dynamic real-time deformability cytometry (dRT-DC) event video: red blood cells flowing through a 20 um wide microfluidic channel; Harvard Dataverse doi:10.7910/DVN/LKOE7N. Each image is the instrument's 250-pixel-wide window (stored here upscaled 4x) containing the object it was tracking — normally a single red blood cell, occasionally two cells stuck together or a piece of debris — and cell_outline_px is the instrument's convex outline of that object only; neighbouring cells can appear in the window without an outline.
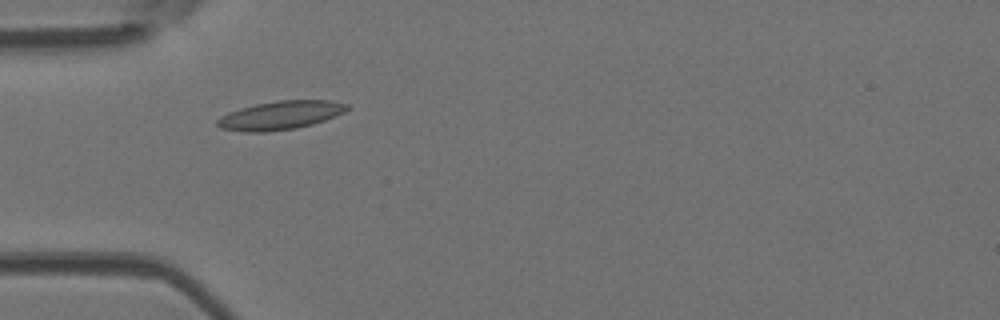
{"species": "Egyptian fruit bat (a non-hibernating species)", "species_latin": "Rousettus aegyptiacus", "temperature_condition": "room temperature", "stored_images_in_passage": 36, "camera_frame_rate_fps": 3000, "um_per_image_px": 0.085, "animal": {"sex": "female"}, "frame": {"image": 1, "passage_image": 1, "time_ms": 0.0, "image_size_px": [1000, 320], "cell_outline_px": [[352, 108], [344, 112], [324, 120], [312, 124], [296, 128], [264, 132], [244, 132], [220, 128], [216, 124], [216, 120], [220, 116], [228, 112], [240, 108], [256, 104], [276, 100], [328, 100], [348, 104]], "centroid_in_image_um": [23.82, 9.79], "position_along_channel_um": 61.2, "area_um2": 21.68}}
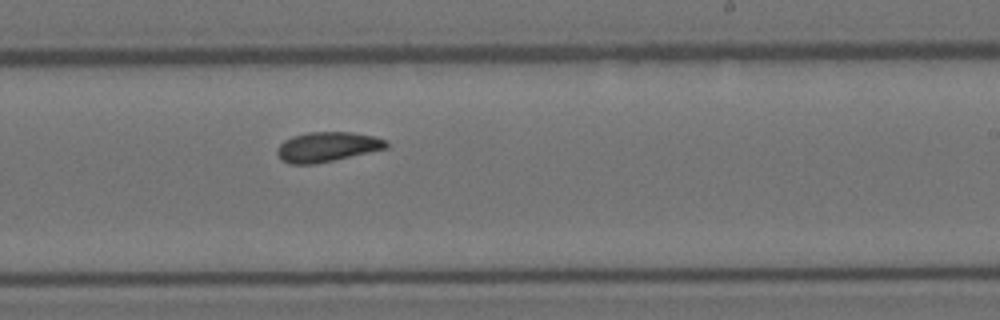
{"frame": {"image": 2, "passage_image": 16, "time_ms": 5.0, "image_size_px": [1000, 320], "cell_outline_px": [[388, 148], [316, 164], [288, 164], [280, 160], [276, 152], [276, 148], [284, 140], [292, 136], [308, 132], [352, 132], [376, 136], [388, 140]], "centroid_in_image_um": [27.81, 12.48], "position_along_channel_um": 261.2, "area_um2": 19.25}}
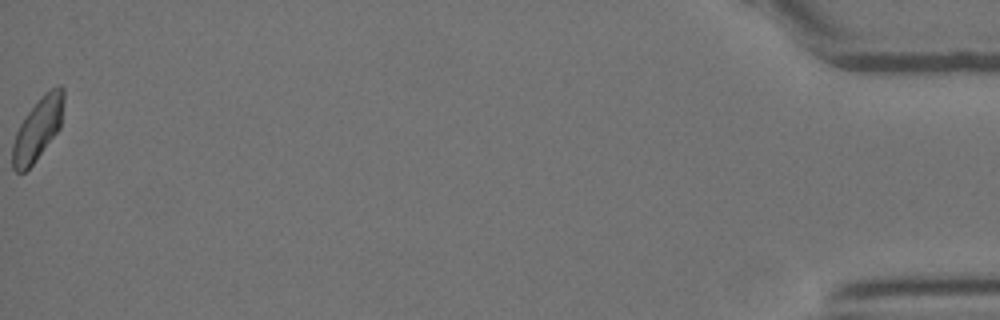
{"frame": {"image": 3, "passage_image": 36, "time_ms": 11.667, "image_size_px": [1000, 320], "cell_outline_px": [[64, 100], [60, 128], [36, 160], [24, 172], [16, 172], [12, 168], [12, 144], [16, 132], [20, 124], [28, 112], [52, 88], [60, 84], [64, 88]], "centroid_in_image_um": [3.21, 10.99], "position_along_channel_um": 432.0, "area_um2": 18.21}, "authors_computed_cell_mechanics": {"area_um2": 18.6983, "velocity_mm_per_s": 4.0564, "shape_relaxation_time_tau1_ms": 4.4961, "shape_relaxation_time_tau2_ms": 3.1, "deformation_change_tau1": 0.1249, "deformation_change_tau2": 0.0905}}